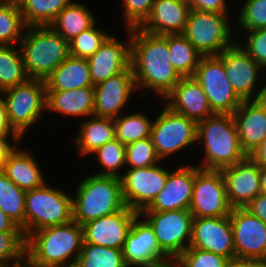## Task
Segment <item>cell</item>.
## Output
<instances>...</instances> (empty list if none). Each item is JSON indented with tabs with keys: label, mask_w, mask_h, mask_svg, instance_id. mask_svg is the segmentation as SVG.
I'll use <instances>...</instances> for the list:
<instances>
[{
	"label": "cell",
	"mask_w": 266,
	"mask_h": 267,
	"mask_svg": "<svg viewBox=\"0 0 266 267\" xmlns=\"http://www.w3.org/2000/svg\"><path fill=\"white\" fill-rule=\"evenodd\" d=\"M169 57L167 35H155L140 28L131 29L130 65L133 70L136 90L146 97L147 92L163 100L182 79L172 66ZM141 90V91H140Z\"/></svg>",
	"instance_id": "cell-1"
},
{
	"label": "cell",
	"mask_w": 266,
	"mask_h": 267,
	"mask_svg": "<svg viewBox=\"0 0 266 267\" xmlns=\"http://www.w3.org/2000/svg\"><path fill=\"white\" fill-rule=\"evenodd\" d=\"M83 244L82 225L71 220L48 226L26 238L28 267H74Z\"/></svg>",
	"instance_id": "cell-2"
},
{
	"label": "cell",
	"mask_w": 266,
	"mask_h": 267,
	"mask_svg": "<svg viewBox=\"0 0 266 267\" xmlns=\"http://www.w3.org/2000/svg\"><path fill=\"white\" fill-rule=\"evenodd\" d=\"M197 146L203 149V156L196 165L204 170H221L248 156L242 149L233 116L229 114H214L199 121Z\"/></svg>",
	"instance_id": "cell-3"
},
{
	"label": "cell",
	"mask_w": 266,
	"mask_h": 267,
	"mask_svg": "<svg viewBox=\"0 0 266 267\" xmlns=\"http://www.w3.org/2000/svg\"><path fill=\"white\" fill-rule=\"evenodd\" d=\"M87 177V178H86ZM72 194L73 220L80 225L126 207L121 178L89 174Z\"/></svg>",
	"instance_id": "cell-4"
},
{
	"label": "cell",
	"mask_w": 266,
	"mask_h": 267,
	"mask_svg": "<svg viewBox=\"0 0 266 267\" xmlns=\"http://www.w3.org/2000/svg\"><path fill=\"white\" fill-rule=\"evenodd\" d=\"M29 79L45 81L69 56V44L50 26H26L18 44Z\"/></svg>",
	"instance_id": "cell-5"
},
{
	"label": "cell",
	"mask_w": 266,
	"mask_h": 267,
	"mask_svg": "<svg viewBox=\"0 0 266 267\" xmlns=\"http://www.w3.org/2000/svg\"><path fill=\"white\" fill-rule=\"evenodd\" d=\"M42 186L26 192L24 236L48 226L62 225L73 220L72 194L50 186ZM55 187V188H54Z\"/></svg>",
	"instance_id": "cell-6"
},
{
	"label": "cell",
	"mask_w": 266,
	"mask_h": 267,
	"mask_svg": "<svg viewBox=\"0 0 266 267\" xmlns=\"http://www.w3.org/2000/svg\"><path fill=\"white\" fill-rule=\"evenodd\" d=\"M11 128L23 139L46 111V84L43 80L26 82L0 92Z\"/></svg>",
	"instance_id": "cell-7"
},
{
	"label": "cell",
	"mask_w": 266,
	"mask_h": 267,
	"mask_svg": "<svg viewBox=\"0 0 266 267\" xmlns=\"http://www.w3.org/2000/svg\"><path fill=\"white\" fill-rule=\"evenodd\" d=\"M231 15L190 9L183 35L203 56L219 55L236 42Z\"/></svg>",
	"instance_id": "cell-8"
},
{
	"label": "cell",
	"mask_w": 266,
	"mask_h": 267,
	"mask_svg": "<svg viewBox=\"0 0 266 267\" xmlns=\"http://www.w3.org/2000/svg\"><path fill=\"white\" fill-rule=\"evenodd\" d=\"M153 119L150 138L161 161L197 145V122L164 106Z\"/></svg>",
	"instance_id": "cell-9"
},
{
	"label": "cell",
	"mask_w": 266,
	"mask_h": 267,
	"mask_svg": "<svg viewBox=\"0 0 266 267\" xmlns=\"http://www.w3.org/2000/svg\"><path fill=\"white\" fill-rule=\"evenodd\" d=\"M217 56L223 61L229 83L243 101L266 97V83L262 84L264 76L261 75H264L266 70L251 58L237 42ZM262 70H264L263 73ZM259 77H262L261 83Z\"/></svg>",
	"instance_id": "cell-10"
},
{
	"label": "cell",
	"mask_w": 266,
	"mask_h": 267,
	"mask_svg": "<svg viewBox=\"0 0 266 267\" xmlns=\"http://www.w3.org/2000/svg\"><path fill=\"white\" fill-rule=\"evenodd\" d=\"M139 214L152 227L160 248L170 258H178L190 246L194 217L189 210Z\"/></svg>",
	"instance_id": "cell-11"
},
{
	"label": "cell",
	"mask_w": 266,
	"mask_h": 267,
	"mask_svg": "<svg viewBox=\"0 0 266 267\" xmlns=\"http://www.w3.org/2000/svg\"><path fill=\"white\" fill-rule=\"evenodd\" d=\"M194 78L201 85L214 114L232 115L243 102L229 83L223 61L217 55L202 56Z\"/></svg>",
	"instance_id": "cell-12"
},
{
	"label": "cell",
	"mask_w": 266,
	"mask_h": 267,
	"mask_svg": "<svg viewBox=\"0 0 266 267\" xmlns=\"http://www.w3.org/2000/svg\"><path fill=\"white\" fill-rule=\"evenodd\" d=\"M161 161L153 166L125 169L121 177L122 192L128 208L137 212L147 208L164 188L168 173Z\"/></svg>",
	"instance_id": "cell-13"
},
{
	"label": "cell",
	"mask_w": 266,
	"mask_h": 267,
	"mask_svg": "<svg viewBox=\"0 0 266 267\" xmlns=\"http://www.w3.org/2000/svg\"><path fill=\"white\" fill-rule=\"evenodd\" d=\"M221 170L200 169L194 177L189 211L193 217H224L231 214Z\"/></svg>",
	"instance_id": "cell-14"
},
{
	"label": "cell",
	"mask_w": 266,
	"mask_h": 267,
	"mask_svg": "<svg viewBox=\"0 0 266 267\" xmlns=\"http://www.w3.org/2000/svg\"><path fill=\"white\" fill-rule=\"evenodd\" d=\"M229 217L235 259L266 260V223L245 208L232 209Z\"/></svg>",
	"instance_id": "cell-15"
},
{
	"label": "cell",
	"mask_w": 266,
	"mask_h": 267,
	"mask_svg": "<svg viewBox=\"0 0 266 267\" xmlns=\"http://www.w3.org/2000/svg\"><path fill=\"white\" fill-rule=\"evenodd\" d=\"M131 65L123 72L94 86L93 116L115 119L126 111L136 93ZM122 112V113H121Z\"/></svg>",
	"instance_id": "cell-16"
},
{
	"label": "cell",
	"mask_w": 266,
	"mask_h": 267,
	"mask_svg": "<svg viewBox=\"0 0 266 267\" xmlns=\"http://www.w3.org/2000/svg\"><path fill=\"white\" fill-rule=\"evenodd\" d=\"M122 254L127 267H149L170 259L160 248L152 227L140 214L127 233Z\"/></svg>",
	"instance_id": "cell-17"
},
{
	"label": "cell",
	"mask_w": 266,
	"mask_h": 267,
	"mask_svg": "<svg viewBox=\"0 0 266 267\" xmlns=\"http://www.w3.org/2000/svg\"><path fill=\"white\" fill-rule=\"evenodd\" d=\"M184 163V164H183ZM175 166L167 176L164 188L159 192L154 201L140 212H164L172 210H189L195 174L200 168L188 165ZM186 163V164H185Z\"/></svg>",
	"instance_id": "cell-18"
},
{
	"label": "cell",
	"mask_w": 266,
	"mask_h": 267,
	"mask_svg": "<svg viewBox=\"0 0 266 267\" xmlns=\"http://www.w3.org/2000/svg\"><path fill=\"white\" fill-rule=\"evenodd\" d=\"M127 40L111 34L88 60L93 86L125 71L130 66L131 29H125Z\"/></svg>",
	"instance_id": "cell-19"
},
{
	"label": "cell",
	"mask_w": 266,
	"mask_h": 267,
	"mask_svg": "<svg viewBox=\"0 0 266 267\" xmlns=\"http://www.w3.org/2000/svg\"><path fill=\"white\" fill-rule=\"evenodd\" d=\"M221 172L232 209L245 208L261 193L259 166L249 155Z\"/></svg>",
	"instance_id": "cell-20"
},
{
	"label": "cell",
	"mask_w": 266,
	"mask_h": 267,
	"mask_svg": "<svg viewBox=\"0 0 266 267\" xmlns=\"http://www.w3.org/2000/svg\"><path fill=\"white\" fill-rule=\"evenodd\" d=\"M190 247L234 260L235 248L230 217H194Z\"/></svg>",
	"instance_id": "cell-21"
},
{
	"label": "cell",
	"mask_w": 266,
	"mask_h": 267,
	"mask_svg": "<svg viewBox=\"0 0 266 267\" xmlns=\"http://www.w3.org/2000/svg\"><path fill=\"white\" fill-rule=\"evenodd\" d=\"M138 214L126 206L121 211L83 224V243L122 250L127 233Z\"/></svg>",
	"instance_id": "cell-22"
},
{
	"label": "cell",
	"mask_w": 266,
	"mask_h": 267,
	"mask_svg": "<svg viewBox=\"0 0 266 267\" xmlns=\"http://www.w3.org/2000/svg\"><path fill=\"white\" fill-rule=\"evenodd\" d=\"M163 101L172 111L197 123L214 115L207 96L194 76L182 77Z\"/></svg>",
	"instance_id": "cell-23"
},
{
	"label": "cell",
	"mask_w": 266,
	"mask_h": 267,
	"mask_svg": "<svg viewBox=\"0 0 266 267\" xmlns=\"http://www.w3.org/2000/svg\"><path fill=\"white\" fill-rule=\"evenodd\" d=\"M232 116L242 149L249 155L266 138V97L243 101Z\"/></svg>",
	"instance_id": "cell-24"
},
{
	"label": "cell",
	"mask_w": 266,
	"mask_h": 267,
	"mask_svg": "<svg viewBox=\"0 0 266 267\" xmlns=\"http://www.w3.org/2000/svg\"><path fill=\"white\" fill-rule=\"evenodd\" d=\"M190 9L187 0H155L139 28L155 35L183 34Z\"/></svg>",
	"instance_id": "cell-25"
},
{
	"label": "cell",
	"mask_w": 266,
	"mask_h": 267,
	"mask_svg": "<svg viewBox=\"0 0 266 267\" xmlns=\"http://www.w3.org/2000/svg\"><path fill=\"white\" fill-rule=\"evenodd\" d=\"M94 110V86L65 91L46 90V111L67 117H90Z\"/></svg>",
	"instance_id": "cell-26"
},
{
	"label": "cell",
	"mask_w": 266,
	"mask_h": 267,
	"mask_svg": "<svg viewBox=\"0 0 266 267\" xmlns=\"http://www.w3.org/2000/svg\"><path fill=\"white\" fill-rule=\"evenodd\" d=\"M17 146L8 156L2 171L16 186L27 192L42 186L46 176L31 149Z\"/></svg>",
	"instance_id": "cell-27"
},
{
	"label": "cell",
	"mask_w": 266,
	"mask_h": 267,
	"mask_svg": "<svg viewBox=\"0 0 266 267\" xmlns=\"http://www.w3.org/2000/svg\"><path fill=\"white\" fill-rule=\"evenodd\" d=\"M79 134L70 142L77 148L78 156L86 157L108 141L116 138L114 119L90 116L81 120Z\"/></svg>",
	"instance_id": "cell-28"
},
{
	"label": "cell",
	"mask_w": 266,
	"mask_h": 267,
	"mask_svg": "<svg viewBox=\"0 0 266 267\" xmlns=\"http://www.w3.org/2000/svg\"><path fill=\"white\" fill-rule=\"evenodd\" d=\"M46 90H71L93 86L88 60L69 55L45 80Z\"/></svg>",
	"instance_id": "cell-29"
},
{
	"label": "cell",
	"mask_w": 266,
	"mask_h": 267,
	"mask_svg": "<svg viewBox=\"0 0 266 267\" xmlns=\"http://www.w3.org/2000/svg\"><path fill=\"white\" fill-rule=\"evenodd\" d=\"M96 22L97 19L92 10L90 11L82 2L73 0L49 26L69 42L81 32L88 30Z\"/></svg>",
	"instance_id": "cell-30"
},
{
	"label": "cell",
	"mask_w": 266,
	"mask_h": 267,
	"mask_svg": "<svg viewBox=\"0 0 266 267\" xmlns=\"http://www.w3.org/2000/svg\"><path fill=\"white\" fill-rule=\"evenodd\" d=\"M167 43L172 66L182 77L194 76L203 55L183 34L167 35Z\"/></svg>",
	"instance_id": "cell-31"
},
{
	"label": "cell",
	"mask_w": 266,
	"mask_h": 267,
	"mask_svg": "<svg viewBox=\"0 0 266 267\" xmlns=\"http://www.w3.org/2000/svg\"><path fill=\"white\" fill-rule=\"evenodd\" d=\"M73 0H24L19 6L26 26H49Z\"/></svg>",
	"instance_id": "cell-32"
},
{
	"label": "cell",
	"mask_w": 266,
	"mask_h": 267,
	"mask_svg": "<svg viewBox=\"0 0 266 267\" xmlns=\"http://www.w3.org/2000/svg\"><path fill=\"white\" fill-rule=\"evenodd\" d=\"M120 115L114 119L116 138L123 144H128L150 137L153 118L145 112L134 111Z\"/></svg>",
	"instance_id": "cell-33"
},
{
	"label": "cell",
	"mask_w": 266,
	"mask_h": 267,
	"mask_svg": "<svg viewBox=\"0 0 266 267\" xmlns=\"http://www.w3.org/2000/svg\"><path fill=\"white\" fill-rule=\"evenodd\" d=\"M28 79L19 46H0V92Z\"/></svg>",
	"instance_id": "cell-34"
},
{
	"label": "cell",
	"mask_w": 266,
	"mask_h": 267,
	"mask_svg": "<svg viewBox=\"0 0 266 267\" xmlns=\"http://www.w3.org/2000/svg\"><path fill=\"white\" fill-rule=\"evenodd\" d=\"M90 156H92V158L96 160L95 162L99 164L98 166L103 169H99L98 173L93 172V174L99 176H114L118 178L123 176V171L126 169V145L121 143L117 138L108 141Z\"/></svg>",
	"instance_id": "cell-35"
},
{
	"label": "cell",
	"mask_w": 266,
	"mask_h": 267,
	"mask_svg": "<svg viewBox=\"0 0 266 267\" xmlns=\"http://www.w3.org/2000/svg\"><path fill=\"white\" fill-rule=\"evenodd\" d=\"M26 192L16 186L0 170V209L11 218L24 233Z\"/></svg>",
	"instance_id": "cell-36"
},
{
	"label": "cell",
	"mask_w": 266,
	"mask_h": 267,
	"mask_svg": "<svg viewBox=\"0 0 266 267\" xmlns=\"http://www.w3.org/2000/svg\"><path fill=\"white\" fill-rule=\"evenodd\" d=\"M74 267H127L121 249L83 243Z\"/></svg>",
	"instance_id": "cell-37"
},
{
	"label": "cell",
	"mask_w": 266,
	"mask_h": 267,
	"mask_svg": "<svg viewBox=\"0 0 266 267\" xmlns=\"http://www.w3.org/2000/svg\"><path fill=\"white\" fill-rule=\"evenodd\" d=\"M25 28L19 6L0 2V46L18 45Z\"/></svg>",
	"instance_id": "cell-38"
},
{
	"label": "cell",
	"mask_w": 266,
	"mask_h": 267,
	"mask_svg": "<svg viewBox=\"0 0 266 267\" xmlns=\"http://www.w3.org/2000/svg\"><path fill=\"white\" fill-rule=\"evenodd\" d=\"M26 265V237L23 232H0V267Z\"/></svg>",
	"instance_id": "cell-39"
},
{
	"label": "cell",
	"mask_w": 266,
	"mask_h": 267,
	"mask_svg": "<svg viewBox=\"0 0 266 267\" xmlns=\"http://www.w3.org/2000/svg\"><path fill=\"white\" fill-rule=\"evenodd\" d=\"M109 32L97 26V22L88 30L68 42L69 55L88 59L91 57L110 36Z\"/></svg>",
	"instance_id": "cell-40"
},
{
	"label": "cell",
	"mask_w": 266,
	"mask_h": 267,
	"mask_svg": "<svg viewBox=\"0 0 266 267\" xmlns=\"http://www.w3.org/2000/svg\"><path fill=\"white\" fill-rule=\"evenodd\" d=\"M161 162L150 137L126 144V169L142 168Z\"/></svg>",
	"instance_id": "cell-41"
},
{
	"label": "cell",
	"mask_w": 266,
	"mask_h": 267,
	"mask_svg": "<svg viewBox=\"0 0 266 267\" xmlns=\"http://www.w3.org/2000/svg\"><path fill=\"white\" fill-rule=\"evenodd\" d=\"M237 25L240 31H254L266 28V0H245L241 2ZM241 9V10H240Z\"/></svg>",
	"instance_id": "cell-42"
},
{
	"label": "cell",
	"mask_w": 266,
	"mask_h": 267,
	"mask_svg": "<svg viewBox=\"0 0 266 267\" xmlns=\"http://www.w3.org/2000/svg\"><path fill=\"white\" fill-rule=\"evenodd\" d=\"M177 259L181 267H228L231 262L227 257L190 246Z\"/></svg>",
	"instance_id": "cell-43"
},
{
	"label": "cell",
	"mask_w": 266,
	"mask_h": 267,
	"mask_svg": "<svg viewBox=\"0 0 266 267\" xmlns=\"http://www.w3.org/2000/svg\"><path fill=\"white\" fill-rule=\"evenodd\" d=\"M239 32L246 34L241 37L242 39H236V42L251 58L266 69V28Z\"/></svg>",
	"instance_id": "cell-44"
},
{
	"label": "cell",
	"mask_w": 266,
	"mask_h": 267,
	"mask_svg": "<svg viewBox=\"0 0 266 267\" xmlns=\"http://www.w3.org/2000/svg\"><path fill=\"white\" fill-rule=\"evenodd\" d=\"M155 0H123L124 29L139 28L148 18Z\"/></svg>",
	"instance_id": "cell-45"
},
{
	"label": "cell",
	"mask_w": 266,
	"mask_h": 267,
	"mask_svg": "<svg viewBox=\"0 0 266 267\" xmlns=\"http://www.w3.org/2000/svg\"><path fill=\"white\" fill-rule=\"evenodd\" d=\"M190 8L193 10L215 12V13H230L227 5V0H187Z\"/></svg>",
	"instance_id": "cell-46"
},
{
	"label": "cell",
	"mask_w": 266,
	"mask_h": 267,
	"mask_svg": "<svg viewBox=\"0 0 266 267\" xmlns=\"http://www.w3.org/2000/svg\"><path fill=\"white\" fill-rule=\"evenodd\" d=\"M21 140L18 134H0V170L4 167L9 154L22 142Z\"/></svg>",
	"instance_id": "cell-47"
},
{
	"label": "cell",
	"mask_w": 266,
	"mask_h": 267,
	"mask_svg": "<svg viewBox=\"0 0 266 267\" xmlns=\"http://www.w3.org/2000/svg\"><path fill=\"white\" fill-rule=\"evenodd\" d=\"M245 209L266 223V194L260 193L245 207Z\"/></svg>",
	"instance_id": "cell-48"
},
{
	"label": "cell",
	"mask_w": 266,
	"mask_h": 267,
	"mask_svg": "<svg viewBox=\"0 0 266 267\" xmlns=\"http://www.w3.org/2000/svg\"><path fill=\"white\" fill-rule=\"evenodd\" d=\"M0 134H17L10 126L6 106L0 96Z\"/></svg>",
	"instance_id": "cell-49"
},
{
	"label": "cell",
	"mask_w": 266,
	"mask_h": 267,
	"mask_svg": "<svg viewBox=\"0 0 266 267\" xmlns=\"http://www.w3.org/2000/svg\"><path fill=\"white\" fill-rule=\"evenodd\" d=\"M0 232H23L22 229L0 209Z\"/></svg>",
	"instance_id": "cell-50"
},
{
	"label": "cell",
	"mask_w": 266,
	"mask_h": 267,
	"mask_svg": "<svg viewBox=\"0 0 266 267\" xmlns=\"http://www.w3.org/2000/svg\"><path fill=\"white\" fill-rule=\"evenodd\" d=\"M249 156L258 166H266V138Z\"/></svg>",
	"instance_id": "cell-51"
},
{
	"label": "cell",
	"mask_w": 266,
	"mask_h": 267,
	"mask_svg": "<svg viewBox=\"0 0 266 267\" xmlns=\"http://www.w3.org/2000/svg\"><path fill=\"white\" fill-rule=\"evenodd\" d=\"M228 267H266V260L234 259Z\"/></svg>",
	"instance_id": "cell-52"
},
{
	"label": "cell",
	"mask_w": 266,
	"mask_h": 267,
	"mask_svg": "<svg viewBox=\"0 0 266 267\" xmlns=\"http://www.w3.org/2000/svg\"><path fill=\"white\" fill-rule=\"evenodd\" d=\"M149 267H181V264L177 258H170L168 260L153 264Z\"/></svg>",
	"instance_id": "cell-53"
},
{
	"label": "cell",
	"mask_w": 266,
	"mask_h": 267,
	"mask_svg": "<svg viewBox=\"0 0 266 267\" xmlns=\"http://www.w3.org/2000/svg\"><path fill=\"white\" fill-rule=\"evenodd\" d=\"M261 193L266 194V166H259Z\"/></svg>",
	"instance_id": "cell-54"
},
{
	"label": "cell",
	"mask_w": 266,
	"mask_h": 267,
	"mask_svg": "<svg viewBox=\"0 0 266 267\" xmlns=\"http://www.w3.org/2000/svg\"><path fill=\"white\" fill-rule=\"evenodd\" d=\"M0 2L20 6L24 2V0H0Z\"/></svg>",
	"instance_id": "cell-55"
}]
</instances>
